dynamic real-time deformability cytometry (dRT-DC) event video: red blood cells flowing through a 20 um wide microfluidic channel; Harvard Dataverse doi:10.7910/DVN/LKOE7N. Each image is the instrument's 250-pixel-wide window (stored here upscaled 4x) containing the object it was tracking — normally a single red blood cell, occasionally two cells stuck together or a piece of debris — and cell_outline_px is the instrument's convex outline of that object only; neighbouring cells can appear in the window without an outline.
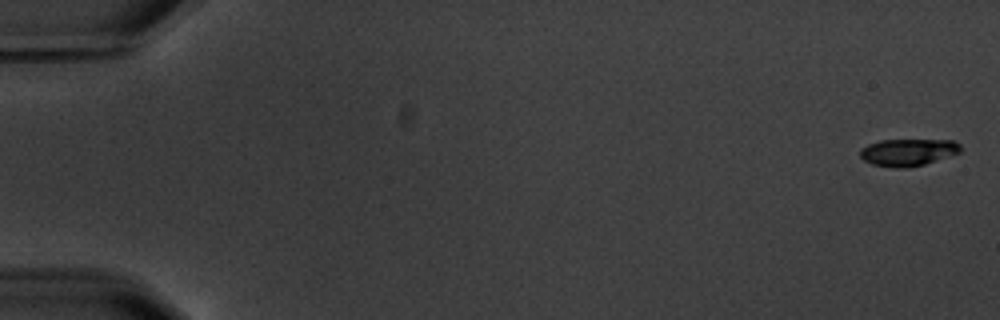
{"species": "common noctule bat (a hibernating species)", "species_latin": "Nyctalus noctula", "temperature_condition": "warm", "stored_images_in_passage": 9, "camera_frame_rate_fps": 3000, "um_per_image_px": 0.085, "animal": {"sex": "male", "body_mass_g": 20.1, "forearm_length_mm": 53.5}, "frame": {"image": 1, "passage_image": 1, "time_ms": 0.0, "image_size_px": [1000, 320], "cell_outline_px": [[960, 152], [924, 164], [908, 168], [896, 168], [872, 164], [864, 160], [860, 156], [860, 148], [868, 144], [880, 140], [952, 140], [960, 144]], "centroid_in_image_um": [77.14, 12.94], "position_along_channel_um": 7.9, "area_um2": 15.78}}
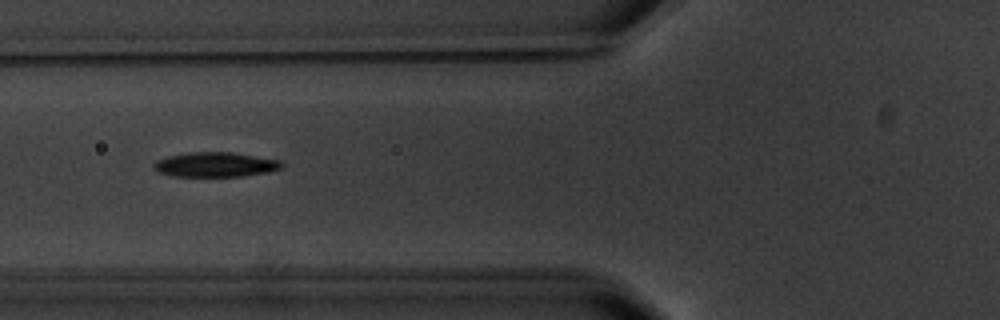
{"frame": {"image": 2, "passage_image": 7, "time_ms": 7.333, "image_size_px": [1000, 320], "cell_outline_px": [[284, 164], [280, 168], [268, 172], [244, 176], [172, 176], [160, 172], [152, 168], [152, 164], [156, 160], [168, 156], [188, 152], [232, 152], [280, 160]], "centroid_in_image_um": [18.28, 13.98], "position_along_channel_um": 107.5, "area_um2": 18.44}}
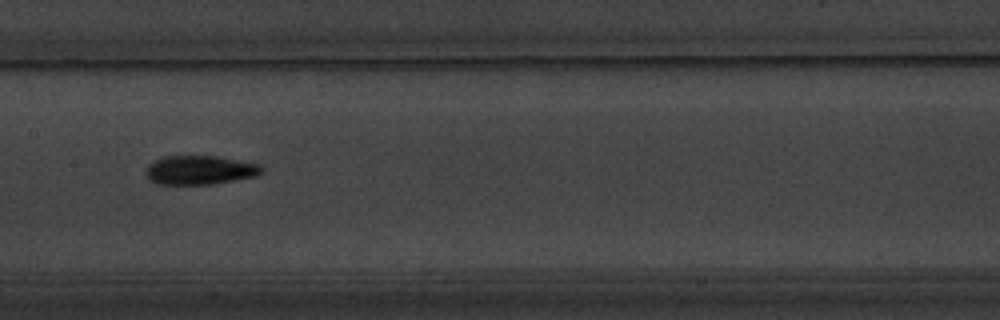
{"frame": {"image": 3, "passage_image": 9, "time_ms": 9.667, "image_size_px": [1000, 320], "cell_outline_px": [[264, 172], [256, 176], [212, 184], [156, 184], [148, 180], [144, 172], [148, 164], [164, 156], [216, 156], [260, 164], [264, 168]], "centroid_in_image_um": [16.97, 14.46], "position_along_channel_um": 190.4, "area_um2": 19.71}}